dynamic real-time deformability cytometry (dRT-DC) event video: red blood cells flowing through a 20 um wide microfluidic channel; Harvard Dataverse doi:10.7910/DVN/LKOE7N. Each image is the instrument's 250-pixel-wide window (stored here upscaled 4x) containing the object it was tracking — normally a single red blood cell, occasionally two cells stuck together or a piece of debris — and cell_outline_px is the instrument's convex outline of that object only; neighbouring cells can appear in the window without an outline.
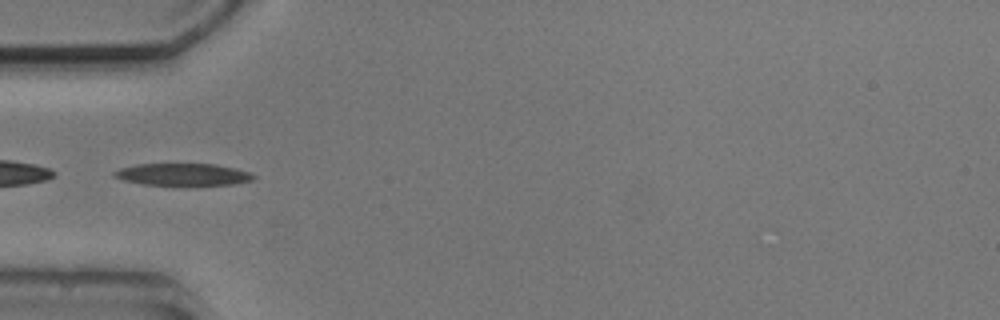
{"species": "common noctule bat (a hibernating species)", "species_latin": "Nyctalus noctula", "temperature_condition": "cold", "stored_images_in_passage": 3, "segment_of_instrument_passage": [2, 2], "camera_frame_rate_fps": 3000, "um_per_image_px": 0.085, "animal": {"sex": "male", "body_mass_g": 20.5, "forearm_length_mm": 52.5}, "frame": {"image": 1, "passage_image": 3, "time_ms": 3.0, "image_size_px": [1000, 320], "cell_outline_px": [[256, 176], [252, 180], [236, 184], [144, 184], [124, 180], [112, 176], [112, 172], [120, 168], [136, 164], [216, 164], [236, 168], [248, 172]], "centroid_in_image_um": [15.53, 14.81], "position_along_channel_um": 69.5, "area_um2": 17.63}}